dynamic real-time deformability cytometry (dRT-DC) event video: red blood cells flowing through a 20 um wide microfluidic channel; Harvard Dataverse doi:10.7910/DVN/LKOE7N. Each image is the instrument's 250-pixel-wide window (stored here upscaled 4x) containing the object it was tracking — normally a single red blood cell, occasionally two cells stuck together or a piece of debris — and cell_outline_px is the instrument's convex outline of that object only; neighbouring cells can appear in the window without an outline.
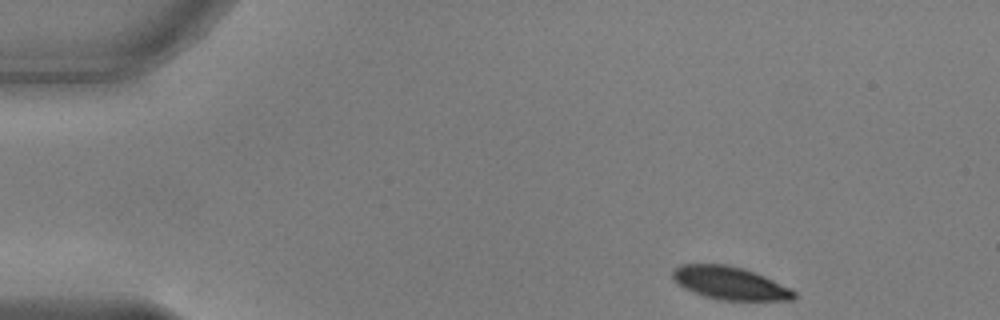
{"species": "common noctule bat (a hibernating species)", "species_latin": "Nyctalus noctula", "temperature_condition": "warm", "stored_images_in_passage": 47, "camera_frame_rate_fps": 3000, "um_per_image_px": 0.085, "animal": {"sex": "male", "body_mass_g": 17.9, "forearm_length_mm": 54.2}, "frame": {"image": 1, "passage_image": 1, "time_ms": 0.0, "image_size_px": [1000, 320], "cell_outline_px": [[796, 296], [792, 300], [720, 300], [704, 296], [684, 288], [672, 276], [672, 272], [680, 264], [724, 264], [744, 268], [764, 276], [792, 288], [796, 292]], "centroid_in_image_um": [62.08, 24.06], "position_along_channel_um": 22.9, "area_um2": 23.18}}
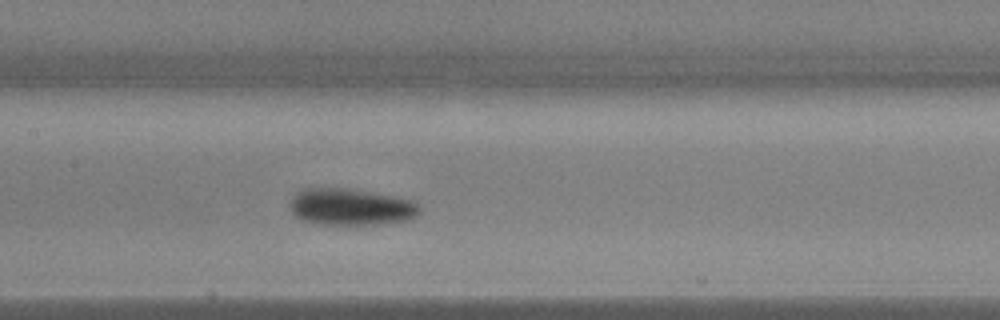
{"frame": {"image": 2, "passage_image": 20, "time_ms": 6.333, "image_size_px": [1000, 320], "cell_outline_px": [[420, 212], [416, 216], [404, 220], [376, 224], [316, 224], [304, 220], [296, 216], [292, 212], [292, 200], [296, 192], [304, 188], [344, 188], [392, 196], [408, 200], [416, 204], [420, 208]], "centroid_in_image_um": [29.78, 17.59], "position_along_channel_um": 177.6, "area_um2": 27.05}}
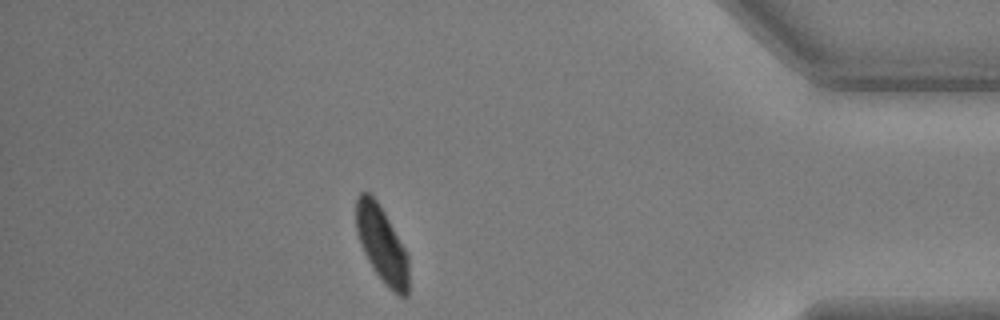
{"frame": {"image": 3, "passage_image": 41, "time_ms": 13.333, "image_size_px": [1000, 320], "cell_outline_px": [[408, 296], [400, 296], [388, 288], [380, 280], [372, 268], [360, 244], [356, 232], [356, 196], [360, 192], [368, 192], [376, 200], [384, 212], [404, 248], [408, 256]], "centroid_in_image_um": [32.43, 20.79], "position_along_channel_um": 402.8, "area_um2": 23.29}, "authors_computed_cell_mechanics": {"area_um2": 25.432, "velocity_mm_per_s": 3.7866, "shape_relaxation_time_tau1_ms": 2.4633, "shape_relaxation_time_tau2_ms": 11.1786, "deformation_change_tau1": 0.1479, "deformation_change_tau2": 0.1179}}